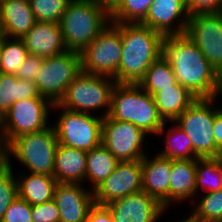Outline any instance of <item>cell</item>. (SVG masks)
<instances>
[{"instance_id":"1","label":"cell","mask_w":222,"mask_h":222,"mask_svg":"<svg viewBox=\"0 0 222 222\" xmlns=\"http://www.w3.org/2000/svg\"><path fill=\"white\" fill-rule=\"evenodd\" d=\"M162 55L171 65L177 82L196 98L222 95V78L185 34L165 36Z\"/></svg>"},{"instance_id":"2","label":"cell","mask_w":222,"mask_h":222,"mask_svg":"<svg viewBox=\"0 0 222 222\" xmlns=\"http://www.w3.org/2000/svg\"><path fill=\"white\" fill-rule=\"evenodd\" d=\"M121 32L118 84H138L163 53L164 35L141 23H113Z\"/></svg>"},{"instance_id":"3","label":"cell","mask_w":222,"mask_h":222,"mask_svg":"<svg viewBox=\"0 0 222 222\" xmlns=\"http://www.w3.org/2000/svg\"><path fill=\"white\" fill-rule=\"evenodd\" d=\"M108 116L117 121L130 122L147 135L155 136L165 123L158 113L153 96L138 84L116 83Z\"/></svg>"},{"instance_id":"4","label":"cell","mask_w":222,"mask_h":222,"mask_svg":"<svg viewBox=\"0 0 222 222\" xmlns=\"http://www.w3.org/2000/svg\"><path fill=\"white\" fill-rule=\"evenodd\" d=\"M111 23L93 0H71L59 22L68 51L81 53Z\"/></svg>"},{"instance_id":"5","label":"cell","mask_w":222,"mask_h":222,"mask_svg":"<svg viewBox=\"0 0 222 222\" xmlns=\"http://www.w3.org/2000/svg\"><path fill=\"white\" fill-rule=\"evenodd\" d=\"M115 85L116 81L111 77L81 70L58 104L67 110L88 114L102 109L104 111L100 116L106 117L110 112L111 94Z\"/></svg>"},{"instance_id":"6","label":"cell","mask_w":222,"mask_h":222,"mask_svg":"<svg viewBox=\"0 0 222 222\" xmlns=\"http://www.w3.org/2000/svg\"><path fill=\"white\" fill-rule=\"evenodd\" d=\"M58 145L55 129L50 124L44 130L15 138L9 144V160L13 156L29 173L53 176Z\"/></svg>"},{"instance_id":"7","label":"cell","mask_w":222,"mask_h":222,"mask_svg":"<svg viewBox=\"0 0 222 222\" xmlns=\"http://www.w3.org/2000/svg\"><path fill=\"white\" fill-rule=\"evenodd\" d=\"M215 97L197 98L173 122L188 136L199 158L216 157Z\"/></svg>"},{"instance_id":"8","label":"cell","mask_w":222,"mask_h":222,"mask_svg":"<svg viewBox=\"0 0 222 222\" xmlns=\"http://www.w3.org/2000/svg\"><path fill=\"white\" fill-rule=\"evenodd\" d=\"M53 110L61 109L58 120L53 123L58 143L85 152L98 147L102 140V120L100 115L75 112L62 108L58 103Z\"/></svg>"},{"instance_id":"9","label":"cell","mask_w":222,"mask_h":222,"mask_svg":"<svg viewBox=\"0 0 222 222\" xmlns=\"http://www.w3.org/2000/svg\"><path fill=\"white\" fill-rule=\"evenodd\" d=\"M121 55V32L110 23L80 53L81 69L86 73L111 77L117 83Z\"/></svg>"},{"instance_id":"10","label":"cell","mask_w":222,"mask_h":222,"mask_svg":"<svg viewBox=\"0 0 222 222\" xmlns=\"http://www.w3.org/2000/svg\"><path fill=\"white\" fill-rule=\"evenodd\" d=\"M81 70L79 52L66 51L43 59L35 81L40 95L49 99L53 104L58 103Z\"/></svg>"},{"instance_id":"11","label":"cell","mask_w":222,"mask_h":222,"mask_svg":"<svg viewBox=\"0 0 222 222\" xmlns=\"http://www.w3.org/2000/svg\"><path fill=\"white\" fill-rule=\"evenodd\" d=\"M53 103L45 97H32L13 103L3 116L4 133L10 144L15 138L38 132L50 125L48 120Z\"/></svg>"},{"instance_id":"12","label":"cell","mask_w":222,"mask_h":222,"mask_svg":"<svg viewBox=\"0 0 222 222\" xmlns=\"http://www.w3.org/2000/svg\"><path fill=\"white\" fill-rule=\"evenodd\" d=\"M184 34L222 78V11L189 15Z\"/></svg>"},{"instance_id":"13","label":"cell","mask_w":222,"mask_h":222,"mask_svg":"<svg viewBox=\"0 0 222 222\" xmlns=\"http://www.w3.org/2000/svg\"><path fill=\"white\" fill-rule=\"evenodd\" d=\"M146 136L149 135L130 122L103 117L101 144L119 162L142 160L147 154L143 149Z\"/></svg>"},{"instance_id":"14","label":"cell","mask_w":222,"mask_h":222,"mask_svg":"<svg viewBox=\"0 0 222 222\" xmlns=\"http://www.w3.org/2000/svg\"><path fill=\"white\" fill-rule=\"evenodd\" d=\"M142 191L141 160L119 162L113 172L93 191L98 205Z\"/></svg>"},{"instance_id":"15","label":"cell","mask_w":222,"mask_h":222,"mask_svg":"<svg viewBox=\"0 0 222 222\" xmlns=\"http://www.w3.org/2000/svg\"><path fill=\"white\" fill-rule=\"evenodd\" d=\"M113 222H158L167 210L145 191L127 195L105 205Z\"/></svg>"},{"instance_id":"16","label":"cell","mask_w":222,"mask_h":222,"mask_svg":"<svg viewBox=\"0 0 222 222\" xmlns=\"http://www.w3.org/2000/svg\"><path fill=\"white\" fill-rule=\"evenodd\" d=\"M188 19L189 13L185 0H153L141 24L164 36L183 35Z\"/></svg>"},{"instance_id":"17","label":"cell","mask_w":222,"mask_h":222,"mask_svg":"<svg viewBox=\"0 0 222 222\" xmlns=\"http://www.w3.org/2000/svg\"><path fill=\"white\" fill-rule=\"evenodd\" d=\"M78 183H58L54 192L60 222H86L94 205L93 191Z\"/></svg>"},{"instance_id":"18","label":"cell","mask_w":222,"mask_h":222,"mask_svg":"<svg viewBox=\"0 0 222 222\" xmlns=\"http://www.w3.org/2000/svg\"><path fill=\"white\" fill-rule=\"evenodd\" d=\"M172 159L146 154L141 160L142 191L157 199L169 210V185Z\"/></svg>"},{"instance_id":"19","label":"cell","mask_w":222,"mask_h":222,"mask_svg":"<svg viewBox=\"0 0 222 222\" xmlns=\"http://www.w3.org/2000/svg\"><path fill=\"white\" fill-rule=\"evenodd\" d=\"M28 54L49 58L68 51L59 23L36 21L21 38Z\"/></svg>"},{"instance_id":"20","label":"cell","mask_w":222,"mask_h":222,"mask_svg":"<svg viewBox=\"0 0 222 222\" xmlns=\"http://www.w3.org/2000/svg\"><path fill=\"white\" fill-rule=\"evenodd\" d=\"M36 22L28 0H0V32L22 38Z\"/></svg>"},{"instance_id":"21","label":"cell","mask_w":222,"mask_h":222,"mask_svg":"<svg viewBox=\"0 0 222 222\" xmlns=\"http://www.w3.org/2000/svg\"><path fill=\"white\" fill-rule=\"evenodd\" d=\"M87 152L59 144L53 176L58 183L82 184L86 179Z\"/></svg>"},{"instance_id":"22","label":"cell","mask_w":222,"mask_h":222,"mask_svg":"<svg viewBox=\"0 0 222 222\" xmlns=\"http://www.w3.org/2000/svg\"><path fill=\"white\" fill-rule=\"evenodd\" d=\"M196 160H172L169 207L196 197ZM195 196V197H194ZM181 201V202H180Z\"/></svg>"},{"instance_id":"23","label":"cell","mask_w":222,"mask_h":222,"mask_svg":"<svg viewBox=\"0 0 222 222\" xmlns=\"http://www.w3.org/2000/svg\"><path fill=\"white\" fill-rule=\"evenodd\" d=\"M17 180L18 197L27 201L31 206L45 203L54 199L58 182L48 174H34L20 171L15 175ZM18 177V178H17Z\"/></svg>"},{"instance_id":"24","label":"cell","mask_w":222,"mask_h":222,"mask_svg":"<svg viewBox=\"0 0 222 222\" xmlns=\"http://www.w3.org/2000/svg\"><path fill=\"white\" fill-rule=\"evenodd\" d=\"M159 115L164 121H174L197 98L180 83L173 87L162 88L153 95Z\"/></svg>"},{"instance_id":"25","label":"cell","mask_w":222,"mask_h":222,"mask_svg":"<svg viewBox=\"0 0 222 222\" xmlns=\"http://www.w3.org/2000/svg\"><path fill=\"white\" fill-rule=\"evenodd\" d=\"M40 95L35 82L20 80L15 74L0 72V114L4 116L14 102Z\"/></svg>"},{"instance_id":"26","label":"cell","mask_w":222,"mask_h":222,"mask_svg":"<svg viewBox=\"0 0 222 222\" xmlns=\"http://www.w3.org/2000/svg\"><path fill=\"white\" fill-rule=\"evenodd\" d=\"M169 124L170 121H165L164 125L160 128L156 135L165 136V149L156 154L172 160H196L199 158L193 151L192 142L188 138L182 129H180L173 121L170 128L166 132V124Z\"/></svg>"},{"instance_id":"27","label":"cell","mask_w":222,"mask_h":222,"mask_svg":"<svg viewBox=\"0 0 222 222\" xmlns=\"http://www.w3.org/2000/svg\"><path fill=\"white\" fill-rule=\"evenodd\" d=\"M119 161L103 145L87 152L86 182H92L91 190L94 191L113 172ZM88 179V181H87Z\"/></svg>"},{"instance_id":"28","label":"cell","mask_w":222,"mask_h":222,"mask_svg":"<svg viewBox=\"0 0 222 222\" xmlns=\"http://www.w3.org/2000/svg\"><path fill=\"white\" fill-rule=\"evenodd\" d=\"M176 83L177 80L171 65L161 55L149 66L138 85L153 96L155 93L162 91V88L173 87Z\"/></svg>"},{"instance_id":"29","label":"cell","mask_w":222,"mask_h":222,"mask_svg":"<svg viewBox=\"0 0 222 222\" xmlns=\"http://www.w3.org/2000/svg\"><path fill=\"white\" fill-rule=\"evenodd\" d=\"M196 198L201 188L206 193L222 189V158L207 157L196 159Z\"/></svg>"},{"instance_id":"30","label":"cell","mask_w":222,"mask_h":222,"mask_svg":"<svg viewBox=\"0 0 222 222\" xmlns=\"http://www.w3.org/2000/svg\"><path fill=\"white\" fill-rule=\"evenodd\" d=\"M203 195L189 215L198 222H222V189Z\"/></svg>"},{"instance_id":"31","label":"cell","mask_w":222,"mask_h":222,"mask_svg":"<svg viewBox=\"0 0 222 222\" xmlns=\"http://www.w3.org/2000/svg\"><path fill=\"white\" fill-rule=\"evenodd\" d=\"M27 55L28 51L21 38H9L4 35L0 72L15 74Z\"/></svg>"},{"instance_id":"32","label":"cell","mask_w":222,"mask_h":222,"mask_svg":"<svg viewBox=\"0 0 222 222\" xmlns=\"http://www.w3.org/2000/svg\"><path fill=\"white\" fill-rule=\"evenodd\" d=\"M153 0H123L110 15L111 23H142Z\"/></svg>"},{"instance_id":"33","label":"cell","mask_w":222,"mask_h":222,"mask_svg":"<svg viewBox=\"0 0 222 222\" xmlns=\"http://www.w3.org/2000/svg\"><path fill=\"white\" fill-rule=\"evenodd\" d=\"M36 21L59 23L71 0H28Z\"/></svg>"},{"instance_id":"34","label":"cell","mask_w":222,"mask_h":222,"mask_svg":"<svg viewBox=\"0 0 222 222\" xmlns=\"http://www.w3.org/2000/svg\"><path fill=\"white\" fill-rule=\"evenodd\" d=\"M12 159L9 167L0 172V222L10 204L18 197L17 180L13 172Z\"/></svg>"},{"instance_id":"35","label":"cell","mask_w":222,"mask_h":222,"mask_svg":"<svg viewBox=\"0 0 222 222\" xmlns=\"http://www.w3.org/2000/svg\"><path fill=\"white\" fill-rule=\"evenodd\" d=\"M32 206L17 197L7 208L1 222H32Z\"/></svg>"},{"instance_id":"36","label":"cell","mask_w":222,"mask_h":222,"mask_svg":"<svg viewBox=\"0 0 222 222\" xmlns=\"http://www.w3.org/2000/svg\"><path fill=\"white\" fill-rule=\"evenodd\" d=\"M32 222H60V214L54 199L34 205L31 209Z\"/></svg>"},{"instance_id":"37","label":"cell","mask_w":222,"mask_h":222,"mask_svg":"<svg viewBox=\"0 0 222 222\" xmlns=\"http://www.w3.org/2000/svg\"><path fill=\"white\" fill-rule=\"evenodd\" d=\"M43 59L44 58L42 57L28 54L24 62L20 65L18 71L15 73V76L20 80L35 82L37 74L43 64Z\"/></svg>"},{"instance_id":"38","label":"cell","mask_w":222,"mask_h":222,"mask_svg":"<svg viewBox=\"0 0 222 222\" xmlns=\"http://www.w3.org/2000/svg\"><path fill=\"white\" fill-rule=\"evenodd\" d=\"M185 3L189 15L222 11V0H185Z\"/></svg>"},{"instance_id":"39","label":"cell","mask_w":222,"mask_h":222,"mask_svg":"<svg viewBox=\"0 0 222 222\" xmlns=\"http://www.w3.org/2000/svg\"><path fill=\"white\" fill-rule=\"evenodd\" d=\"M86 222H113V218L105 205L94 203L88 212Z\"/></svg>"},{"instance_id":"40","label":"cell","mask_w":222,"mask_h":222,"mask_svg":"<svg viewBox=\"0 0 222 222\" xmlns=\"http://www.w3.org/2000/svg\"><path fill=\"white\" fill-rule=\"evenodd\" d=\"M218 98L215 97V119L213 133L216 141V157H219L222 153V107L218 105Z\"/></svg>"},{"instance_id":"41","label":"cell","mask_w":222,"mask_h":222,"mask_svg":"<svg viewBox=\"0 0 222 222\" xmlns=\"http://www.w3.org/2000/svg\"><path fill=\"white\" fill-rule=\"evenodd\" d=\"M9 167V143L5 135H0V172Z\"/></svg>"},{"instance_id":"42","label":"cell","mask_w":222,"mask_h":222,"mask_svg":"<svg viewBox=\"0 0 222 222\" xmlns=\"http://www.w3.org/2000/svg\"><path fill=\"white\" fill-rule=\"evenodd\" d=\"M102 9H104L109 15H111L121 4L123 0H93Z\"/></svg>"},{"instance_id":"43","label":"cell","mask_w":222,"mask_h":222,"mask_svg":"<svg viewBox=\"0 0 222 222\" xmlns=\"http://www.w3.org/2000/svg\"><path fill=\"white\" fill-rule=\"evenodd\" d=\"M3 45H4V35L0 32V60L2 57Z\"/></svg>"},{"instance_id":"44","label":"cell","mask_w":222,"mask_h":222,"mask_svg":"<svg viewBox=\"0 0 222 222\" xmlns=\"http://www.w3.org/2000/svg\"><path fill=\"white\" fill-rule=\"evenodd\" d=\"M0 135H5L3 126V116L0 114Z\"/></svg>"},{"instance_id":"45","label":"cell","mask_w":222,"mask_h":222,"mask_svg":"<svg viewBox=\"0 0 222 222\" xmlns=\"http://www.w3.org/2000/svg\"><path fill=\"white\" fill-rule=\"evenodd\" d=\"M178 222H198L197 220L193 219L190 215L188 218H184L183 220H179Z\"/></svg>"}]
</instances>
